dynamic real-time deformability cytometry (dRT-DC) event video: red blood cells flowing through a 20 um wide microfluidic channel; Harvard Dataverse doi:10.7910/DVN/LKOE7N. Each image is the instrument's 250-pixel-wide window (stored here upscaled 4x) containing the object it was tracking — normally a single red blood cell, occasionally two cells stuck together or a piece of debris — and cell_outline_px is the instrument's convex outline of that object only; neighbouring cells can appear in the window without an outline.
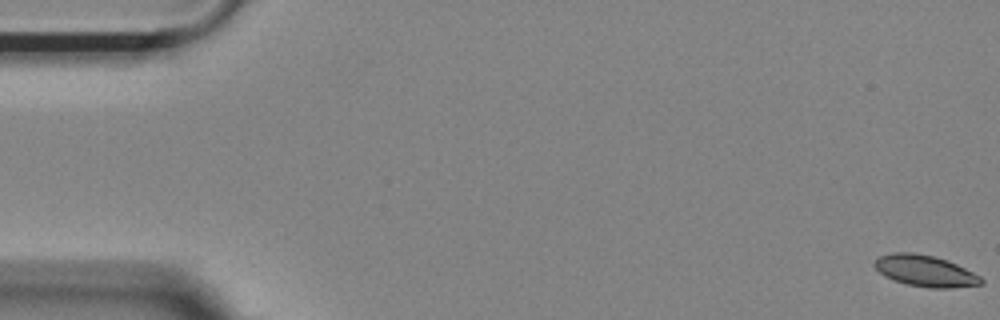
{"species": "Egyptian fruit bat (a non-hibernating species)", "species_latin": "Rousettus aegyptiacus", "temperature_condition": "room temperature", "stored_images_in_passage": 35, "camera_frame_rate_fps": 3000, "um_per_image_px": 0.085, "animal": {"sex": "female"}, "frame": {"image": 1, "passage_image": 1, "time_ms": 0.0, "image_size_px": [1000, 320], "cell_outline_px": [[984, 284], [952, 288], [932, 288], [908, 284], [884, 276], [872, 264], [880, 256], [892, 252], [912, 252], [932, 256], [948, 260], [980, 276], [984, 280]], "centroid_in_image_um": [78.66, 23.02], "position_along_channel_um": 6.3, "area_um2": 19.31}}